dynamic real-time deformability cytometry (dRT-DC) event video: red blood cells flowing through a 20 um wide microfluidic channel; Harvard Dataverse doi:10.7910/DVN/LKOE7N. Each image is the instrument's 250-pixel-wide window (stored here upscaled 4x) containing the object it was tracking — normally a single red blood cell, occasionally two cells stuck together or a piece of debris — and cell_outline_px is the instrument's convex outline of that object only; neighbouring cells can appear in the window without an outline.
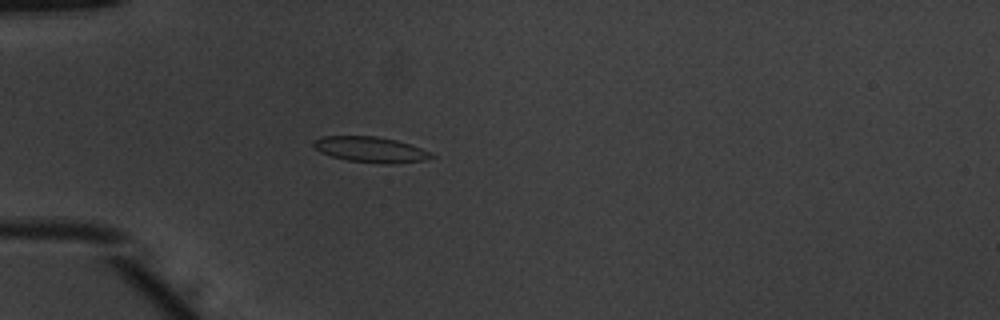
{"species": "common noctule bat (a hibernating species)", "species_latin": "Nyctalus noctula", "temperature_condition": "warm", "stored_images_in_passage": 52, "camera_frame_rate_fps": 3000, "um_per_image_px": 0.085, "animal": {"sex": "male", "body_mass_g": 20.1, "forearm_length_mm": 53.5}, "frame": {"image": 1, "passage_image": 16, "time_ms": 5.0, "image_size_px": [1000, 320], "cell_outline_px": [[436, 156], [424, 160], [392, 164], [388, 164], [348, 160], [332, 156], [320, 152], [312, 144], [312, 140], [320, 136], [376, 136], [396, 140], [432, 152]], "centroid_in_image_um": [31.49, 12.7], "position_along_channel_um": 53.5, "area_um2": 17.51}}
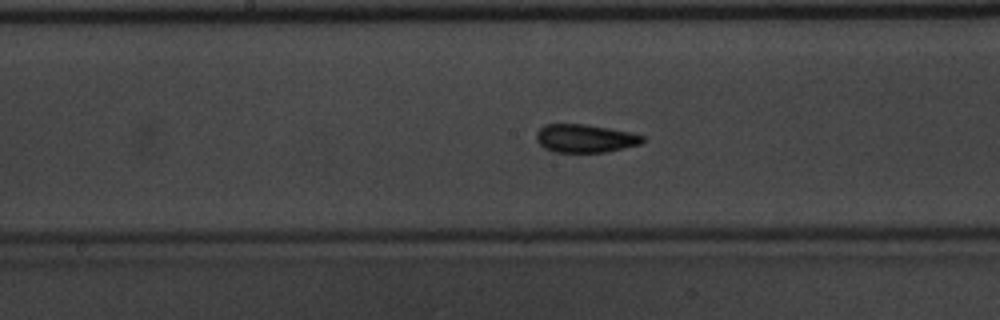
{"frame": {"image": 2, "passage_image": 28, "time_ms": 9.0, "image_size_px": [1000, 320], "cell_outline_px": [[644, 140], [640, 144], [604, 152], [552, 152], [544, 148], [536, 140], [536, 132], [544, 124], [584, 124], [608, 128], [628, 132], [644, 136]], "centroid_in_image_um": [49.68, 11.76], "position_along_channel_um": 198.5, "area_um2": 17.34}}
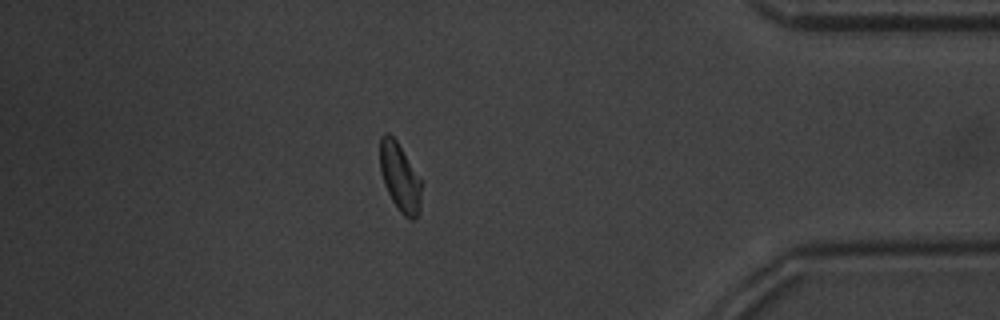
{"frame": {"image": 3, "passage_image": 46, "time_ms": 15.0, "image_size_px": [1000, 320], "cell_outline_px": [[420, 212], [412, 220], [408, 220], [400, 212], [392, 200], [384, 184], [380, 168], [380, 136], [384, 132], [388, 132], [396, 140], [420, 180]], "centroid_in_image_um": [33.96, 15.07], "position_along_channel_um": 401.2, "area_um2": 16.13}, "authors_computed_cell_mechanics": {"area_um2": 17.0799, "velocity_mm_per_s": 3.9103, "shape_relaxation_time_tau1_ms": 3.6278, "shape_relaxation_time_tau2_ms": 1.4522, "deformation_change_tau1": 0.1319, "deformation_change_tau2": 0.073}}